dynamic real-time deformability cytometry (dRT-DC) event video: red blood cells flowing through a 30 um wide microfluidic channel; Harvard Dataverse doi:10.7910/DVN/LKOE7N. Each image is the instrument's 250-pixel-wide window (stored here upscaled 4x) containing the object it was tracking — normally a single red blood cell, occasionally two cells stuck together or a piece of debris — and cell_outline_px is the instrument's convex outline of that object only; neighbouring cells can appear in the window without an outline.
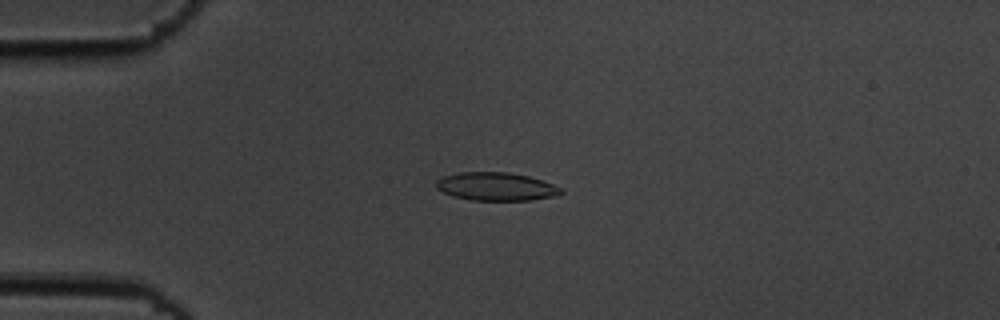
{"species": "common noctule bat (a hibernating species)", "species_latin": "Nyctalus noctula", "temperature_condition": "cold", "stored_images_in_passage": 45, "camera_frame_rate_fps": 3000, "um_per_image_px": 0.085, "animal": {"sex": "male", "body_mass_g": 19.5, "forearm_length_mm": 54.6}, "frame": {"image": 1, "passage_image": 14, "time_ms": 4.333, "image_size_px": [1000, 320], "cell_outline_px": [[564, 192], [556, 196], [528, 200], [472, 200], [452, 196], [436, 188], [436, 180], [444, 176], [456, 172], [508, 172], [528, 176], [564, 188]], "centroid_in_image_um": [42.17, 15.85], "position_along_channel_um": 42.8, "area_um2": 20.52}}
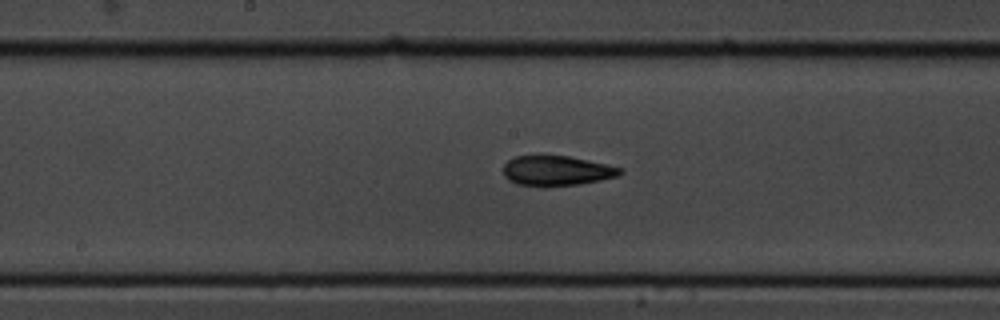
{"frame": {"image": 2, "passage_image": 29, "time_ms": 9.333, "image_size_px": [1000, 320], "cell_outline_px": [[624, 172], [616, 176], [600, 180], [580, 184], [544, 188], [516, 184], [508, 180], [504, 176], [504, 164], [508, 160], [516, 156], [540, 152], [568, 156], [588, 160], [624, 168]], "centroid_in_image_um": [47.26, 14.49], "position_along_channel_um": 200.9, "area_um2": 21.44}}
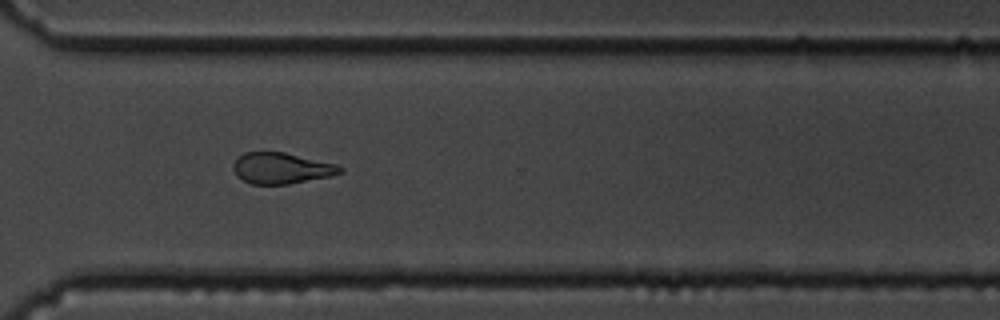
{"frame": {"image": 3, "passage_image": 41, "time_ms": 13.333, "image_size_px": [1000, 320], "cell_outline_px": [[344, 172], [332, 176], [288, 184], [252, 184], [236, 176], [232, 168], [232, 164], [244, 152], [284, 152], [336, 164], [344, 168]], "centroid_in_image_um": [23.93, 14.3], "position_along_channel_um": 346.7, "area_um2": 19.36}, "authors_computed_cell_mechanics": {"area_um2": 20.1722, "velocity_mm_per_s": 3.6518, "shape_relaxation_time_tau1_ms": 4.5396, "shape_relaxation_time_tau2_ms": 3.9316, "deformation_change_tau1": 0.1249, "deformation_change_tau2": 0.1058}}